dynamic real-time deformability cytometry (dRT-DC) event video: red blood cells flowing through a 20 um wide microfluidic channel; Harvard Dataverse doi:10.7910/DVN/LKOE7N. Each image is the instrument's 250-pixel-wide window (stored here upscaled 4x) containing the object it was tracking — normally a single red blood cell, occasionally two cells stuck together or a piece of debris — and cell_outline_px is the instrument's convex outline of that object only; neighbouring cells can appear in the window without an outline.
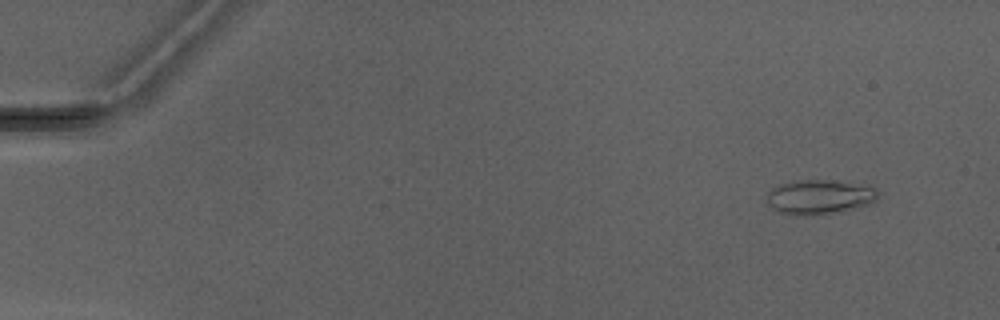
{"species": "Egyptian fruit bat (a non-hibernating species)", "species_latin": "Rousettus aegyptiacus", "temperature_condition": "warm", "stored_images_in_passage": 4, "camera_frame_rate_fps": 3000, "um_per_image_px": 0.085, "animal": {"sex": "male"}, "frame": {"image": 1, "passage_image": 2, "time_ms": 1.0, "image_size_px": [1000, 320], "cell_outline_px": [[880, 192], [876, 200], [872, 204], [840, 212], [816, 216], [804, 216], [780, 212], [772, 208], [768, 204], [768, 192], [772, 188], [780, 184], [796, 180], [828, 180], [876, 188]], "centroid_in_image_um": [69.67, 16.77], "position_along_channel_um": 15.3, "area_um2": 22.43}}